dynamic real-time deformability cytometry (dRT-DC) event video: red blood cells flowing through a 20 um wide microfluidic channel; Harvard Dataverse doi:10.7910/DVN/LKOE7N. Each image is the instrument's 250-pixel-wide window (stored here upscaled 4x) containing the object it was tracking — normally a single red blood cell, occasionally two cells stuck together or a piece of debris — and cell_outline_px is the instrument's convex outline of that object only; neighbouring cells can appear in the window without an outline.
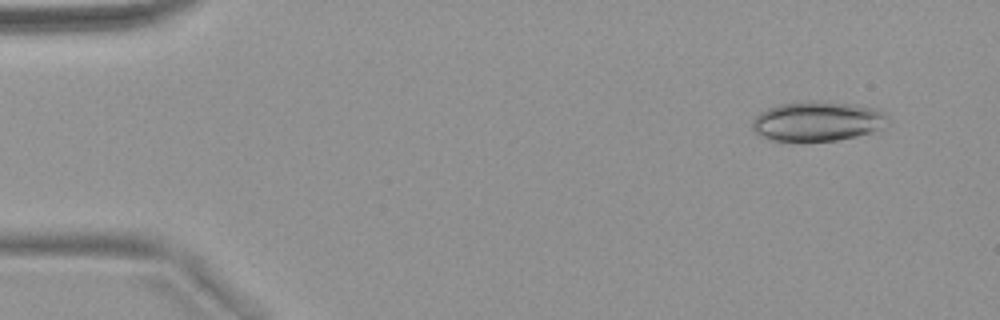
{"species": "common noctule bat (a hibernating species)", "species_latin": "Nyctalus noctula", "temperature_condition": "warm", "stored_images_in_passage": 52, "camera_frame_rate_fps": 3000, "um_per_image_px": 0.085, "animal": {"sex": "female", "body_mass_g": 18.4}, "frame": {"image": 1, "passage_image": 4, "time_ms": 1.0, "image_size_px": [1000, 320], "cell_outline_px": [[888, 120], [880, 128], [872, 132], [856, 136], [836, 140], [804, 144], [772, 140], [756, 132], [752, 128], [752, 120], [760, 112], [768, 108], [780, 104], [808, 100], [856, 104], [872, 108], [884, 112], [888, 116]], "centroid_in_image_um": [69.45, 10.33], "position_along_channel_um": 15.6, "area_um2": 31.91}}
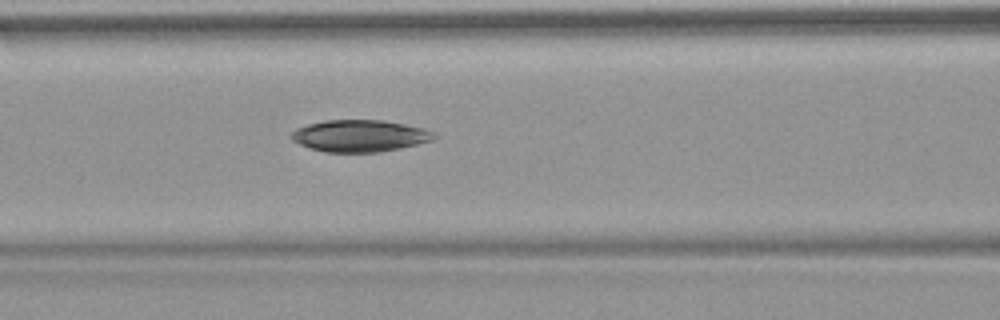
{"frame": {"image": 2, "passage_image": 22, "time_ms": 7.0, "image_size_px": [1000, 320], "cell_outline_px": [[440, 136], [432, 140], [400, 148], [380, 152], [324, 152], [300, 144], [292, 140], [288, 136], [296, 128], [308, 124], [324, 120], [384, 120], [424, 128]], "centroid_in_image_um": [30.57, 11.54], "position_along_channel_um": 136.0, "area_um2": 26.53}}
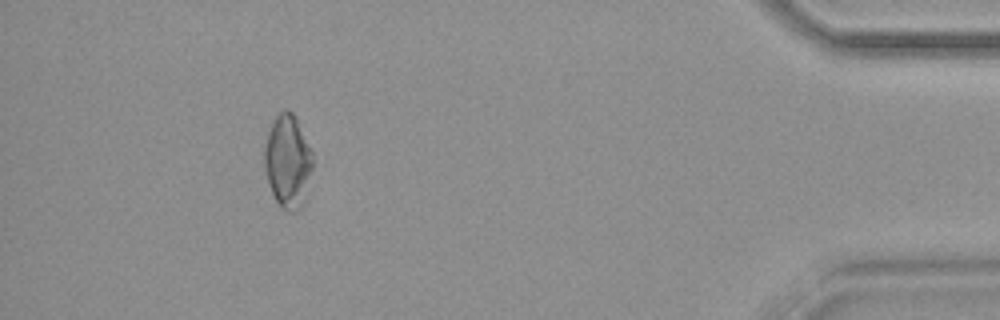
{"frame": {"image": 3, "passage_image": 48, "time_ms": 15.667, "image_size_px": [1000, 320], "cell_outline_px": [[312, 168], [304, 204], [296, 212], [288, 212], [280, 208], [268, 184], [264, 168], [264, 148], [268, 132], [272, 120], [284, 108], [288, 108], [292, 112], [312, 152]], "centroid_in_image_um": [24.44, 13.75], "position_along_channel_um": 410.8, "area_um2": 26.3}, "authors_computed_cell_mechanics": {"area_um2": 27.3394, "velocity_mm_per_s": 3.8176, "shape_relaxation_time_tau1_ms": 7.4621, "shape_relaxation_time_tau2_ms": 7.5648, "deformation_change_tau1": 0.1471, "deformation_change_tau2": 0.1363}}